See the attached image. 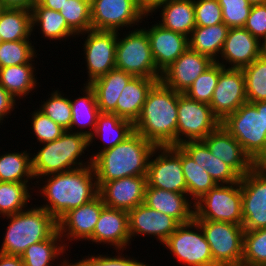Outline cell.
I'll list each match as a JSON object with an SVG mask.
<instances>
[{"label": "cell", "instance_id": "1", "mask_svg": "<svg viewBox=\"0 0 266 266\" xmlns=\"http://www.w3.org/2000/svg\"><path fill=\"white\" fill-rule=\"evenodd\" d=\"M34 183L40 187H32L40 189L37 191L39 197H43L46 201L45 204L38 206L45 209L57 221L69 210L90 202L99 194L92 165L41 177Z\"/></svg>", "mask_w": 266, "mask_h": 266}, {"label": "cell", "instance_id": "2", "mask_svg": "<svg viewBox=\"0 0 266 266\" xmlns=\"http://www.w3.org/2000/svg\"><path fill=\"white\" fill-rule=\"evenodd\" d=\"M178 92L158 81L148 92L134 131L156 146L177 145Z\"/></svg>", "mask_w": 266, "mask_h": 266}, {"label": "cell", "instance_id": "3", "mask_svg": "<svg viewBox=\"0 0 266 266\" xmlns=\"http://www.w3.org/2000/svg\"><path fill=\"white\" fill-rule=\"evenodd\" d=\"M156 147L134 131L123 142L99 153L92 160L98 189L111 180L147 176L149 160Z\"/></svg>", "mask_w": 266, "mask_h": 266}, {"label": "cell", "instance_id": "4", "mask_svg": "<svg viewBox=\"0 0 266 266\" xmlns=\"http://www.w3.org/2000/svg\"><path fill=\"white\" fill-rule=\"evenodd\" d=\"M39 145L37 153H31L34 180L92 165L90 157L82 160L90 151L89 139L83 134L66 130L56 140Z\"/></svg>", "mask_w": 266, "mask_h": 266}, {"label": "cell", "instance_id": "5", "mask_svg": "<svg viewBox=\"0 0 266 266\" xmlns=\"http://www.w3.org/2000/svg\"><path fill=\"white\" fill-rule=\"evenodd\" d=\"M30 207L3 217L9 223L0 253L21 256L30 245L49 239L58 230L57 220L45 209L38 205Z\"/></svg>", "mask_w": 266, "mask_h": 266}, {"label": "cell", "instance_id": "6", "mask_svg": "<svg viewBox=\"0 0 266 266\" xmlns=\"http://www.w3.org/2000/svg\"><path fill=\"white\" fill-rule=\"evenodd\" d=\"M221 124L257 165H266V128L263 101L242 104Z\"/></svg>", "mask_w": 266, "mask_h": 266}, {"label": "cell", "instance_id": "7", "mask_svg": "<svg viewBox=\"0 0 266 266\" xmlns=\"http://www.w3.org/2000/svg\"><path fill=\"white\" fill-rule=\"evenodd\" d=\"M127 33H123L120 38L121 33L117 32L116 69L134 77L161 78L162 73L152 57L147 32L142 27H137Z\"/></svg>", "mask_w": 266, "mask_h": 266}, {"label": "cell", "instance_id": "8", "mask_svg": "<svg viewBox=\"0 0 266 266\" xmlns=\"http://www.w3.org/2000/svg\"><path fill=\"white\" fill-rule=\"evenodd\" d=\"M194 204L195 220L243 224L240 182L216 185Z\"/></svg>", "mask_w": 266, "mask_h": 266}, {"label": "cell", "instance_id": "9", "mask_svg": "<svg viewBox=\"0 0 266 266\" xmlns=\"http://www.w3.org/2000/svg\"><path fill=\"white\" fill-rule=\"evenodd\" d=\"M163 245L176 257L174 259L185 266H218L213 261L205 234L195 219L180 224Z\"/></svg>", "mask_w": 266, "mask_h": 266}, {"label": "cell", "instance_id": "10", "mask_svg": "<svg viewBox=\"0 0 266 266\" xmlns=\"http://www.w3.org/2000/svg\"><path fill=\"white\" fill-rule=\"evenodd\" d=\"M196 221L205 234L213 261L218 266H241L243 256V226L211 220Z\"/></svg>", "mask_w": 266, "mask_h": 266}, {"label": "cell", "instance_id": "11", "mask_svg": "<svg viewBox=\"0 0 266 266\" xmlns=\"http://www.w3.org/2000/svg\"><path fill=\"white\" fill-rule=\"evenodd\" d=\"M146 177L147 186L187 193L181 164V147L157 146L151 154Z\"/></svg>", "mask_w": 266, "mask_h": 266}, {"label": "cell", "instance_id": "12", "mask_svg": "<svg viewBox=\"0 0 266 266\" xmlns=\"http://www.w3.org/2000/svg\"><path fill=\"white\" fill-rule=\"evenodd\" d=\"M177 145L206 138L220 124L209 104L178 93Z\"/></svg>", "mask_w": 266, "mask_h": 266}, {"label": "cell", "instance_id": "13", "mask_svg": "<svg viewBox=\"0 0 266 266\" xmlns=\"http://www.w3.org/2000/svg\"><path fill=\"white\" fill-rule=\"evenodd\" d=\"M148 18L138 0H91V24L93 30L121 31L125 27L135 29Z\"/></svg>", "mask_w": 266, "mask_h": 266}, {"label": "cell", "instance_id": "14", "mask_svg": "<svg viewBox=\"0 0 266 266\" xmlns=\"http://www.w3.org/2000/svg\"><path fill=\"white\" fill-rule=\"evenodd\" d=\"M84 38L83 52L87 67V81L94 80L115 69L117 31L88 30L77 37ZM83 36V37H81ZM86 36V38H85Z\"/></svg>", "mask_w": 266, "mask_h": 266}, {"label": "cell", "instance_id": "15", "mask_svg": "<svg viewBox=\"0 0 266 266\" xmlns=\"http://www.w3.org/2000/svg\"><path fill=\"white\" fill-rule=\"evenodd\" d=\"M240 184L244 230L266 228V165H256Z\"/></svg>", "mask_w": 266, "mask_h": 266}, {"label": "cell", "instance_id": "16", "mask_svg": "<svg viewBox=\"0 0 266 266\" xmlns=\"http://www.w3.org/2000/svg\"><path fill=\"white\" fill-rule=\"evenodd\" d=\"M246 102L248 101L242 69L225 68L221 65L219 80L209 104L213 114L222 122Z\"/></svg>", "mask_w": 266, "mask_h": 266}, {"label": "cell", "instance_id": "17", "mask_svg": "<svg viewBox=\"0 0 266 266\" xmlns=\"http://www.w3.org/2000/svg\"><path fill=\"white\" fill-rule=\"evenodd\" d=\"M104 206L105 204L98 194L90 202L69 210L57 221L58 232L67 249L70 248L68 242L70 244L72 241H87L92 236ZM67 240L68 242H66Z\"/></svg>", "mask_w": 266, "mask_h": 266}, {"label": "cell", "instance_id": "18", "mask_svg": "<svg viewBox=\"0 0 266 266\" xmlns=\"http://www.w3.org/2000/svg\"><path fill=\"white\" fill-rule=\"evenodd\" d=\"M215 62L189 47L161 75L160 81L168 88L184 94L196 78Z\"/></svg>", "mask_w": 266, "mask_h": 266}, {"label": "cell", "instance_id": "19", "mask_svg": "<svg viewBox=\"0 0 266 266\" xmlns=\"http://www.w3.org/2000/svg\"><path fill=\"white\" fill-rule=\"evenodd\" d=\"M131 242L137 236L155 237L163 245L180 223L173 217L151 209L144 203L128 211ZM134 237V239H133Z\"/></svg>", "mask_w": 266, "mask_h": 266}, {"label": "cell", "instance_id": "20", "mask_svg": "<svg viewBox=\"0 0 266 266\" xmlns=\"http://www.w3.org/2000/svg\"><path fill=\"white\" fill-rule=\"evenodd\" d=\"M202 141L214 157L230 166L240 177H243L257 165L222 124Z\"/></svg>", "mask_w": 266, "mask_h": 266}, {"label": "cell", "instance_id": "21", "mask_svg": "<svg viewBox=\"0 0 266 266\" xmlns=\"http://www.w3.org/2000/svg\"><path fill=\"white\" fill-rule=\"evenodd\" d=\"M88 242L97 245L102 244L106 247L110 245L114 250L129 248L131 244L128 212L104 206L99 219L95 225L92 236Z\"/></svg>", "mask_w": 266, "mask_h": 266}, {"label": "cell", "instance_id": "22", "mask_svg": "<svg viewBox=\"0 0 266 266\" xmlns=\"http://www.w3.org/2000/svg\"><path fill=\"white\" fill-rule=\"evenodd\" d=\"M146 176H130L105 182L99 188L105 206L130 211L144 202Z\"/></svg>", "mask_w": 266, "mask_h": 266}, {"label": "cell", "instance_id": "23", "mask_svg": "<svg viewBox=\"0 0 266 266\" xmlns=\"http://www.w3.org/2000/svg\"><path fill=\"white\" fill-rule=\"evenodd\" d=\"M259 46L260 41L244 27L229 28L216 63L225 68L243 69L259 57Z\"/></svg>", "mask_w": 266, "mask_h": 266}, {"label": "cell", "instance_id": "24", "mask_svg": "<svg viewBox=\"0 0 266 266\" xmlns=\"http://www.w3.org/2000/svg\"><path fill=\"white\" fill-rule=\"evenodd\" d=\"M156 23V24H155ZM146 29L151 53L157 69L162 73L168 68L188 47V37L162 27L155 22Z\"/></svg>", "mask_w": 266, "mask_h": 266}, {"label": "cell", "instance_id": "25", "mask_svg": "<svg viewBox=\"0 0 266 266\" xmlns=\"http://www.w3.org/2000/svg\"><path fill=\"white\" fill-rule=\"evenodd\" d=\"M143 203L151 209L173 217L180 224L194 219L195 204L187 193L146 186Z\"/></svg>", "mask_w": 266, "mask_h": 266}, {"label": "cell", "instance_id": "26", "mask_svg": "<svg viewBox=\"0 0 266 266\" xmlns=\"http://www.w3.org/2000/svg\"><path fill=\"white\" fill-rule=\"evenodd\" d=\"M196 164L207 170L217 184H232L240 182V176L227 164L211 154L207 145L202 141H186L179 145Z\"/></svg>", "mask_w": 266, "mask_h": 266}, {"label": "cell", "instance_id": "27", "mask_svg": "<svg viewBox=\"0 0 266 266\" xmlns=\"http://www.w3.org/2000/svg\"><path fill=\"white\" fill-rule=\"evenodd\" d=\"M160 79L133 77L126 84L117 100L116 115L134 124L140 116L148 92Z\"/></svg>", "mask_w": 266, "mask_h": 266}, {"label": "cell", "instance_id": "28", "mask_svg": "<svg viewBox=\"0 0 266 266\" xmlns=\"http://www.w3.org/2000/svg\"><path fill=\"white\" fill-rule=\"evenodd\" d=\"M134 132V124L126 119H122L114 113H100L93 134L89 138V146L96 139H101L103 145L98 152H92L90 158L93 160L99 153L111 149L115 145L123 142Z\"/></svg>", "mask_w": 266, "mask_h": 266}, {"label": "cell", "instance_id": "29", "mask_svg": "<svg viewBox=\"0 0 266 266\" xmlns=\"http://www.w3.org/2000/svg\"><path fill=\"white\" fill-rule=\"evenodd\" d=\"M83 85V88H81L83 96L79 95L75 99L70 97L72 120L68 130L83 134L89 139L94 132L97 118L101 112L97 105L94 89L89 84Z\"/></svg>", "mask_w": 266, "mask_h": 266}, {"label": "cell", "instance_id": "30", "mask_svg": "<svg viewBox=\"0 0 266 266\" xmlns=\"http://www.w3.org/2000/svg\"><path fill=\"white\" fill-rule=\"evenodd\" d=\"M161 11H160V10ZM161 12L158 24L174 32L190 37L196 27L194 0H171L159 6L153 13Z\"/></svg>", "mask_w": 266, "mask_h": 266}, {"label": "cell", "instance_id": "31", "mask_svg": "<svg viewBox=\"0 0 266 266\" xmlns=\"http://www.w3.org/2000/svg\"><path fill=\"white\" fill-rule=\"evenodd\" d=\"M133 77L132 74L115 68L89 84L94 89L100 112L116 114L117 100Z\"/></svg>", "mask_w": 266, "mask_h": 266}, {"label": "cell", "instance_id": "32", "mask_svg": "<svg viewBox=\"0 0 266 266\" xmlns=\"http://www.w3.org/2000/svg\"><path fill=\"white\" fill-rule=\"evenodd\" d=\"M34 62L33 59L30 63L0 68V85L17 101L28 97L39 85Z\"/></svg>", "mask_w": 266, "mask_h": 266}, {"label": "cell", "instance_id": "33", "mask_svg": "<svg viewBox=\"0 0 266 266\" xmlns=\"http://www.w3.org/2000/svg\"><path fill=\"white\" fill-rule=\"evenodd\" d=\"M66 251L69 250L57 230L49 239L30 245L20 257L24 266H53L59 257L63 262H56L57 266H64L69 261L63 257Z\"/></svg>", "mask_w": 266, "mask_h": 266}, {"label": "cell", "instance_id": "34", "mask_svg": "<svg viewBox=\"0 0 266 266\" xmlns=\"http://www.w3.org/2000/svg\"><path fill=\"white\" fill-rule=\"evenodd\" d=\"M32 13V32L38 27V33L48 40H69V38H76V34L68 27L65 18L59 11L43 7L39 2H36L31 9ZM37 25V26H36ZM37 27V28H36Z\"/></svg>", "mask_w": 266, "mask_h": 266}, {"label": "cell", "instance_id": "35", "mask_svg": "<svg viewBox=\"0 0 266 266\" xmlns=\"http://www.w3.org/2000/svg\"><path fill=\"white\" fill-rule=\"evenodd\" d=\"M229 27L225 23L196 26L188 38L189 48L194 52L219 60Z\"/></svg>", "mask_w": 266, "mask_h": 266}, {"label": "cell", "instance_id": "36", "mask_svg": "<svg viewBox=\"0 0 266 266\" xmlns=\"http://www.w3.org/2000/svg\"><path fill=\"white\" fill-rule=\"evenodd\" d=\"M0 34L3 42L31 40L34 35L31 10L4 8L0 13Z\"/></svg>", "mask_w": 266, "mask_h": 266}, {"label": "cell", "instance_id": "37", "mask_svg": "<svg viewBox=\"0 0 266 266\" xmlns=\"http://www.w3.org/2000/svg\"><path fill=\"white\" fill-rule=\"evenodd\" d=\"M31 153L25 151H7L0 154V182L32 183ZM31 180V181H30ZM30 181V182H29Z\"/></svg>", "mask_w": 266, "mask_h": 266}, {"label": "cell", "instance_id": "38", "mask_svg": "<svg viewBox=\"0 0 266 266\" xmlns=\"http://www.w3.org/2000/svg\"><path fill=\"white\" fill-rule=\"evenodd\" d=\"M181 164L187 183V195L194 203L217 185L207 170L196 164L182 148Z\"/></svg>", "mask_w": 266, "mask_h": 266}, {"label": "cell", "instance_id": "39", "mask_svg": "<svg viewBox=\"0 0 266 266\" xmlns=\"http://www.w3.org/2000/svg\"><path fill=\"white\" fill-rule=\"evenodd\" d=\"M30 183L0 182V217L13 215L28 207L35 190ZM32 192H31V191Z\"/></svg>", "mask_w": 266, "mask_h": 266}, {"label": "cell", "instance_id": "40", "mask_svg": "<svg viewBox=\"0 0 266 266\" xmlns=\"http://www.w3.org/2000/svg\"><path fill=\"white\" fill-rule=\"evenodd\" d=\"M249 103L266 101V61L258 57L242 69Z\"/></svg>", "mask_w": 266, "mask_h": 266}, {"label": "cell", "instance_id": "41", "mask_svg": "<svg viewBox=\"0 0 266 266\" xmlns=\"http://www.w3.org/2000/svg\"><path fill=\"white\" fill-rule=\"evenodd\" d=\"M59 12L77 36L92 29L91 0H66Z\"/></svg>", "mask_w": 266, "mask_h": 266}, {"label": "cell", "instance_id": "42", "mask_svg": "<svg viewBox=\"0 0 266 266\" xmlns=\"http://www.w3.org/2000/svg\"><path fill=\"white\" fill-rule=\"evenodd\" d=\"M241 266H266V228L244 230Z\"/></svg>", "mask_w": 266, "mask_h": 266}, {"label": "cell", "instance_id": "43", "mask_svg": "<svg viewBox=\"0 0 266 266\" xmlns=\"http://www.w3.org/2000/svg\"><path fill=\"white\" fill-rule=\"evenodd\" d=\"M32 40L2 42L0 44V68L30 63L38 52ZM37 53V54H36Z\"/></svg>", "mask_w": 266, "mask_h": 266}, {"label": "cell", "instance_id": "44", "mask_svg": "<svg viewBox=\"0 0 266 266\" xmlns=\"http://www.w3.org/2000/svg\"><path fill=\"white\" fill-rule=\"evenodd\" d=\"M65 93L61 91L54 90L51 92L50 97L41 100L39 105V110L51 118L55 123L62 126L65 130H68L71 125L72 112L71 103L68 96H64Z\"/></svg>", "mask_w": 266, "mask_h": 266}, {"label": "cell", "instance_id": "45", "mask_svg": "<svg viewBox=\"0 0 266 266\" xmlns=\"http://www.w3.org/2000/svg\"><path fill=\"white\" fill-rule=\"evenodd\" d=\"M221 73V64L214 63L200 74L184 93L190 99L210 104Z\"/></svg>", "mask_w": 266, "mask_h": 266}, {"label": "cell", "instance_id": "46", "mask_svg": "<svg viewBox=\"0 0 266 266\" xmlns=\"http://www.w3.org/2000/svg\"><path fill=\"white\" fill-rule=\"evenodd\" d=\"M30 127L40 144L51 142L59 138L66 130L55 123L51 118L41 112L38 108L32 111Z\"/></svg>", "mask_w": 266, "mask_h": 266}, {"label": "cell", "instance_id": "47", "mask_svg": "<svg viewBox=\"0 0 266 266\" xmlns=\"http://www.w3.org/2000/svg\"><path fill=\"white\" fill-rule=\"evenodd\" d=\"M223 23L229 28L244 27L252 4L248 0H218Z\"/></svg>", "mask_w": 266, "mask_h": 266}, {"label": "cell", "instance_id": "48", "mask_svg": "<svg viewBox=\"0 0 266 266\" xmlns=\"http://www.w3.org/2000/svg\"><path fill=\"white\" fill-rule=\"evenodd\" d=\"M115 252L118 255L112 256L109 254H88V256L85 255V258L82 257V260H78L76 263L79 266H151L148 263L136 260V258L133 256L130 257V255H122L124 249H116Z\"/></svg>", "mask_w": 266, "mask_h": 266}, {"label": "cell", "instance_id": "49", "mask_svg": "<svg viewBox=\"0 0 266 266\" xmlns=\"http://www.w3.org/2000/svg\"><path fill=\"white\" fill-rule=\"evenodd\" d=\"M196 26H211L223 23L218 0H194Z\"/></svg>", "mask_w": 266, "mask_h": 266}, {"label": "cell", "instance_id": "50", "mask_svg": "<svg viewBox=\"0 0 266 266\" xmlns=\"http://www.w3.org/2000/svg\"><path fill=\"white\" fill-rule=\"evenodd\" d=\"M244 28L259 41L266 37V3L252 5Z\"/></svg>", "mask_w": 266, "mask_h": 266}, {"label": "cell", "instance_id": "51", "mask_svg": "<svg viewBox=\"0 0 266 266\" xmlns=\"http://www.w3.org/2000/svg\"><path fill=\"white\" fill-rule=\"evenodd\" d=\"M16 102L17 100L0 85V120L2 122L9 118L7 116L12 115L11 112L17 107Z\"/></svg>", "mask_w": 266, "mask_h": 266}, {"label": "cell", "instance_id": "52", "mask_svg": "<svg viewBox=\"0 0 266 266\" xmlns=\"http://www.w3.org/2000/svg\"><path fill=\"white\" fill-rule=\"evenodd\" d=\"M171 0H138L141 11L148 16H152L153 12L161 5Z\"/></svg>", "mask_w": 266, "mask_h": 266}, {"label": "cell", "instance_id": "53", "mask_svg": "<svg viewBox=\"0 0 266 266\" xmlns=\"http://www.w3.org/2000/svg\"><path fill=\"white\" fill-rule=\"evenodd\" d=\"M4 8H24L31 10L37 0H0Z\"/></svg>", "mask_w": 266, "mask_h": 266}, {"label": "cell", "instance_id": "54", "mask_svg": "<svg viewBox=\"0 0 266 266\" xmlns=\"http://www.w3.org/2000/svg\"><path fill=\"white\" fill-rule=\"evenodd\" d=\"M0 266H24V263L20 256L0 253Z\"/></svg>", "mask_w": 266, "mask_h": 266}, {"label": "cell", "instance_id": "55", "mask_svg": "<svg viewBox=\"0 0 266 266\" xmlns=\"http://www.w3.org/2000/svg\"><path fill=\"white\" fill-rule=\"evenodd\" d=\"M66 0H40L39 3L48 9L60 11Z\"/></svg>", "mask_w": 266, "mask_h": 266}, {"label": "cell", "instance_id": "56", "mask_svg": "<svg viewBox=\"0 0 266 266\" xmlns=\"http://www.w3.org/2000/svg\"><path fill=\"white\" fill-rule=\"evenodd\" d=\"M259 57L266 61V37L260 40Z\"/></svg>", "mask_w": 266, "mask_h": 266}, {"label": "cell", "instance_id": "57", "mask_svg": "<svg viewBox=\"0 0 266 266\" xmlns=\"http://www.w3.org/2000/svg\"><path fill=\"white\" fill-rule=\"evenodd\" d=\"M263 120L266 128V101H263Z\"/></svg>", "mask_w": 266, "mask_h": 266}, {"label": "cell", "instance_id": "58", "mask_svg": "<svg viewBox=\"0 0 266 266\" xmlns=\"http://www.w3.org/2000/svg\"><path fill=\"white\" fill-rule=\"evenodd\" d=\"M252 5L266 3V0H248Z\"/></svg>", "mask_w": 266, "mask_h": 266}, {"label": "cell", "instance_id": "59", "mask_svg": "<svg viewBox=\"0 0 266 266\" xmlns=\"http://www.w3.org/2000/svg\"><path fill=\"white\" fill-rule=\"evenodd\" d=\"M64 266H79L76 262L71 263L70 261H68Z\"/></svg>", "mask_w": 266, "mask_h": 266}, {"label": "cell", "instance_id": "60", "mask_svg": "<svg viewBox=\"0 0 266 266\" xmlns=\"http://www.w3.org/2000/svg\"><path fill=\"white\" fill-rule=\"evenodd\" d=\"M4 9V7L2 6V4H1V1H0V13H1V11Z\"/></svg>", "mask_w": 266, "mask_h": 266}, {"label": "cell", "instance_id": "61", "mask_svg": "<svg viewBox=\"0 0 266 266\" xmlns=\"http://www.w3.org/2000/svg\"><path fill=\"white\" fill-rule=\"evenodd\" d=\"M3 42V40H2V37H1V34H0V44Z\"/></svg>", "mask_w": 266, "mask_h": 266}]
</instances>
